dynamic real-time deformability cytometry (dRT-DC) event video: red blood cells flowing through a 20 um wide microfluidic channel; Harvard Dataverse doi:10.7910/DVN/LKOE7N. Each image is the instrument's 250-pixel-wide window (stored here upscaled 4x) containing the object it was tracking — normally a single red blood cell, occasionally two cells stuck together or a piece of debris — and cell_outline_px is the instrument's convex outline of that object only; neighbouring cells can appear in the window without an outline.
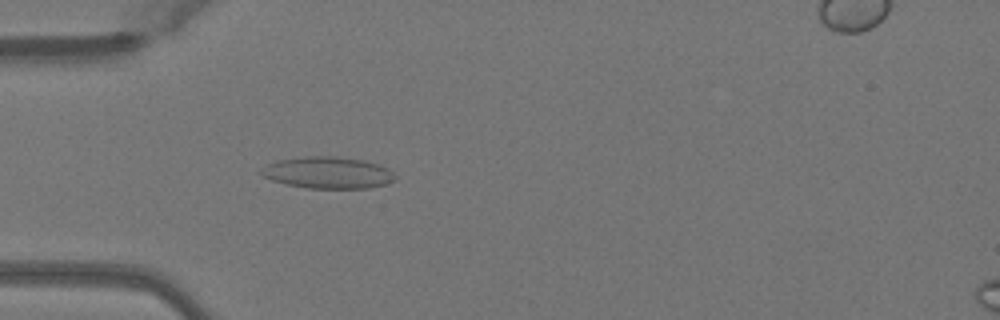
{"species": "Egyptian fruit bat (a non-hibernating species)", "species_latin": "Rousettus aegyptiacus", "temperature_condition": "warm", "stored_images_in_passage": 32, "camera_frame_rate_fps": 3000, "um_per_image_px": 0.085, "animal": {"sex": "female"}, "frame": {"image": 1, "passage_image": 5, "time_ms": 1.333, "image_size_px": [1000, 320], "cell_outline_px": [[396, 180], [384, 184], [368, 188], [308, 188], [284, 184], [272, 180], [264, 176], [260, 172], [260, 168], [276, 160], [304, 156], [336, 156], [364, 160], [388, 168], [396, 176]], "centroid_in_image_um": [27.85, 14.67], "position_along_channel_um": 57.2, "area_um2": 24.8}}
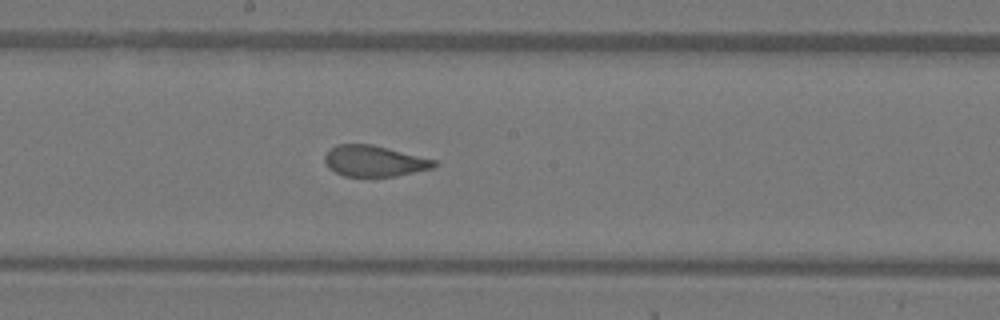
{"frame": {"image": 2, "passage_image": 17, "time_ms": 5.333, "image_size_px": [1000, 320], "cell_outline_px": [[436, 164], [432, 168], [396, 176], [344, 176], [328, 168], [324, 160], [324, 156], [336, 144], [372, 144], [436, 160]], "centroid_in_image_um": [31.79, 13.68], "position_along_channel_um": 216.4, "area_um2": 19.54}}
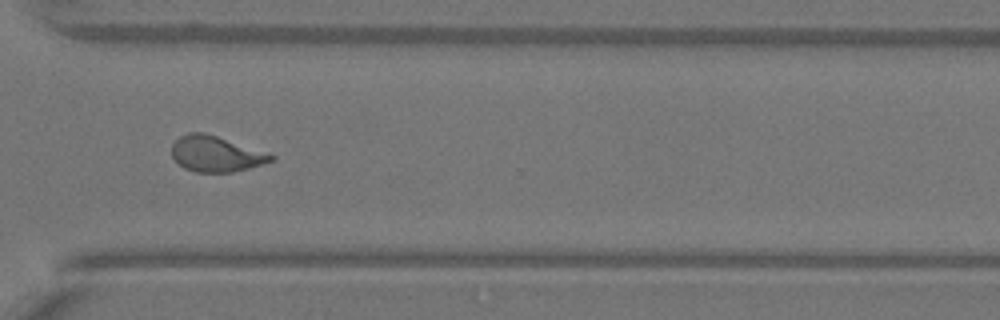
{"frame": {"image": 3, "passage_image": 27, "time_ms": 8.667, "image_size_px": [1000, 320], "cell_outline_px": [[276, 160], [248, 168], [232, 172], [196, 172], [184, 168], [172, 156], [172, 144], [180, 136], [188, 132], [204, 132], [276, 156]], "centroid_in_image_um": [18.33, 13.08], "position_along_channel_um": 352.3, "area_um2": 20.35}, "authors_computed_cell_mechanics": {"area_um2": 20.8947, "velocity_mm_per_s": 4.0913, "shape_relaxation_time_tau1_ms": 7.1109, "shape_relaxation_time_tau2_ms": 1.0555, "deformation_change_tau1": 0.2108, "deformation_change_tau2": 0.0793}}